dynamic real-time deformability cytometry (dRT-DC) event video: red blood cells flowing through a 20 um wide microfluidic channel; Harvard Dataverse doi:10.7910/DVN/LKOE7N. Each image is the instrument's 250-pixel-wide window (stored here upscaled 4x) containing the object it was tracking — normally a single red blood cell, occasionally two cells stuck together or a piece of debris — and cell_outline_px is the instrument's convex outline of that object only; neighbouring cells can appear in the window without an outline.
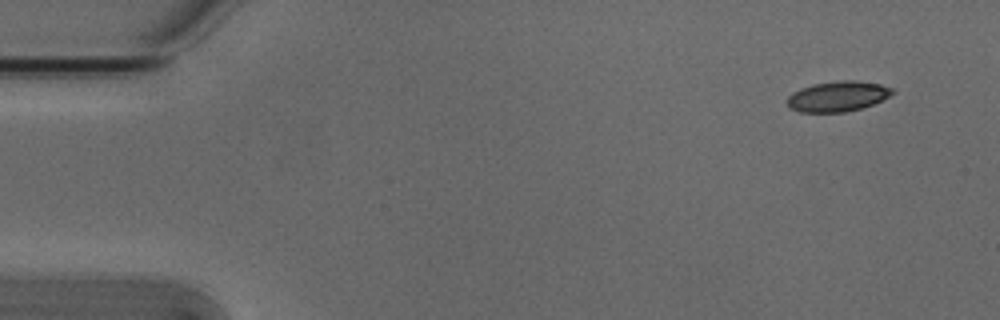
{"species": "Egyptian fruit bat (a non-hibernating species)", "species_latin": "Rousettus aegyptiacus", "temperature_condition": "cold", "stored_images_in_passage": 5, "camera_frame_rate_fps": 3000, "um_per_image_px": 0.085, "animal": {"sex": "male"}, "frame": {"image": 1, "passage_image": 1, "time_ms": 0.0, "image_size_px": [1000, 320], "cell_outline_px": [[896, 92], [872, 104], [860, 108], [844, 112], [800, 112], [788, 108], [788, 96], [792, 92], [800, 88], [812, 84], [840, 80], [856, 80], [880, 84], [892, 88]], "centroid_in_image_um": [71.17, 8.18], "position_along_channel_um": 13.8, "area_um2": 18.55}}
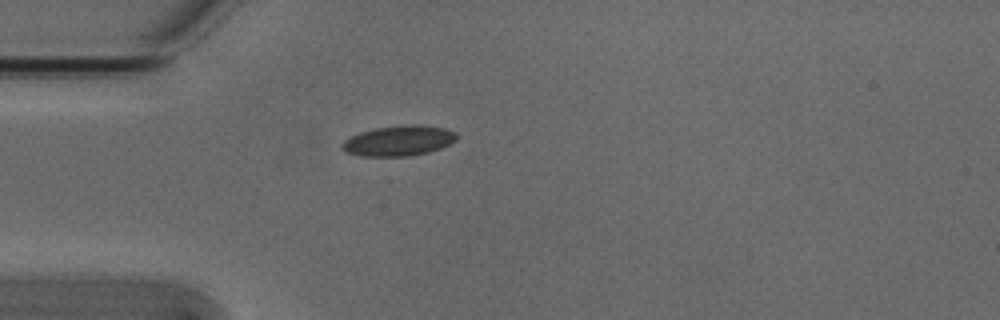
{"frame": {"image": 2, "passage_image": 4, "time_ms": 1.0, "image_size_px": [1000, 320], "cell_outline_px": [[456, 140], [440, 148], [428, 152], [408, 156], [360, 156], [344, 152], [340, 148], [340, 144], [344, 140], [360, 132], [376, 128], [412, 124], [416, 124], [444, 128], [456, 132]], "centroid_in_image_um": [33.84, 11.97], "position_along_channel_um": 51.2, "area_um2": 20.17}}